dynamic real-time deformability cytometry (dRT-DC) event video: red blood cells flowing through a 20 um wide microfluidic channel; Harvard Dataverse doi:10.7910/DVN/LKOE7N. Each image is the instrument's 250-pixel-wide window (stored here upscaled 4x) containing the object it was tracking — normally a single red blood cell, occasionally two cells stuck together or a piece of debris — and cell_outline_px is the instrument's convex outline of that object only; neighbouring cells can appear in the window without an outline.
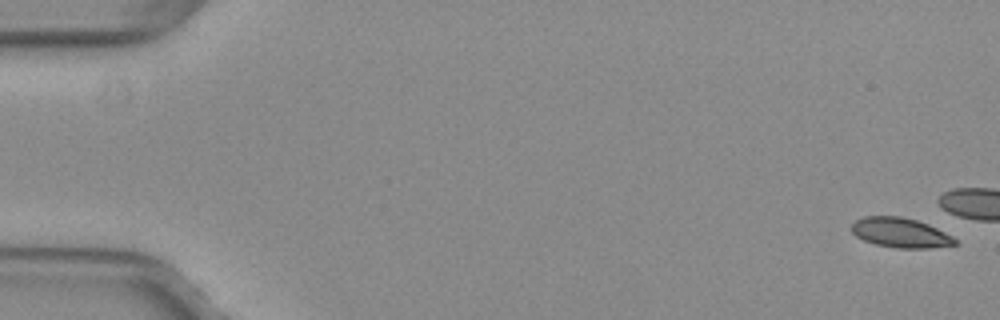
{"species": "common noctule bat (a hibernating species)", "species_latin": "Nyctalus noctula", "temperature_condition": "warm", "stored_images_in_passage": 15, "camera_frame_rate_fps": 3000, "um_per_image_px": 0.085, "animal": {"sex": "female", "body_mass_g": 29.2, "forearm_length_mm": 56.3}, "frame": {"image": 1, "passage_image": 1, "time_ms": 0.0, "image_size_px": [1000, 320], "cell_outline_px": [[960, 244], [928, 248], [896, 248], [876, 244], [864, 240], [856, 236], [852, 232], [852, 224], [856, 220], [864, 216], [900, 216], [916, 220], [928, 224], [952, 236]], "centroid_in_image_um": [76.54, 19.78], "position_along_channel_um": 8.5, "area_um2": 17.86}}